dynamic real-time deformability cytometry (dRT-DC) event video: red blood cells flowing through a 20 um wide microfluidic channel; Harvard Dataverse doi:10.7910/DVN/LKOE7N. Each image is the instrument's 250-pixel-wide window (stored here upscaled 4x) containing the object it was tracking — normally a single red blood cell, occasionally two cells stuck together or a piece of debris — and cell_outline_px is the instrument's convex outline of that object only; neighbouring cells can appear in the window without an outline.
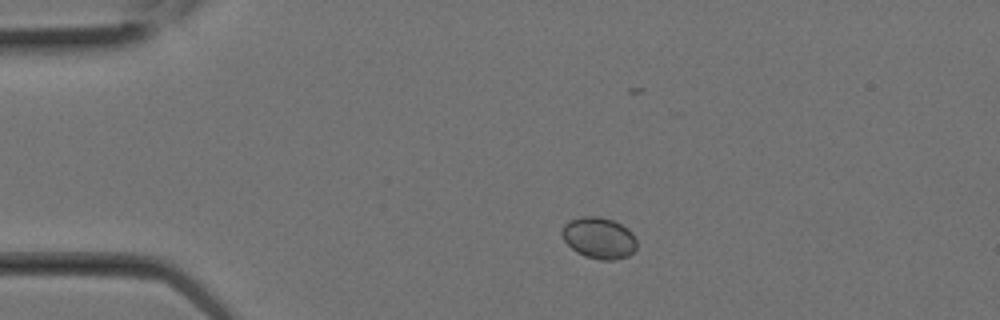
{"species": "Egyptian fruit bat (a non-hibernating species)", "species_latin": "Rousettus aegyptiacus", "temperature_condition": "room temperature", "stored_images_in_passage": 1, "camera_frame_rate_fps": 3000, "um_per_image_px": 0.085, "animal": {"sex": "female"}, "frame": {"image": 1, "passage_image": 1, "time_ms": 0.0, "image_size_px": [1000, 320], "cell_outline_px": [[636, 248], [628, 256], [616, 260], [600, 260], [584, 256], [576, 252], [564, 240], [560, 232], [564, 224], [568, 220], [584, 216], [596, 216], [612, 220], [628, 228], [632, 232], [636, 240]], "centroid_in_image_um": [50.9, 20.23], "position_along_channel_um": 34.1, "area_um2": 18.15}}